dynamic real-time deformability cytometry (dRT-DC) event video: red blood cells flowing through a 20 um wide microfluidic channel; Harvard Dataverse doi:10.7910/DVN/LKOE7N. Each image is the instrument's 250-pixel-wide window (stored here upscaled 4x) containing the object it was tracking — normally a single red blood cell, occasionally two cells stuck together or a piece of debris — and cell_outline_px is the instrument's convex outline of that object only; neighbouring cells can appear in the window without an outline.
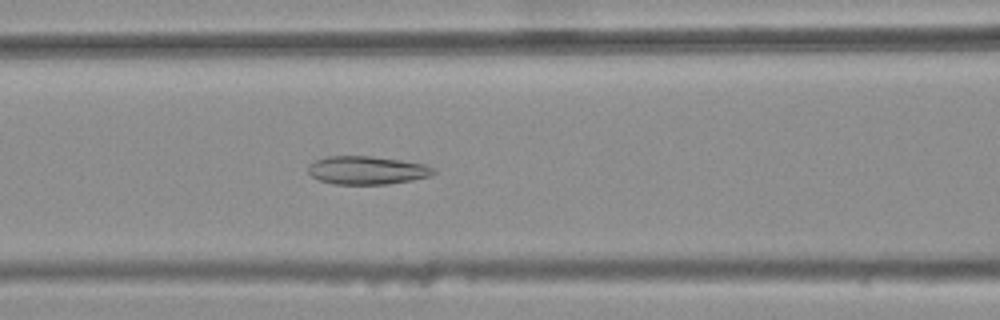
{"species": "common noctule bat (a hibernating species)", "species_latin": "Nyctalus noctula", "temperature_condition": "warm", "stored_images_in_passage": 45, "camera_frame_rate_fps": 3000, "um_per_image_px": 0.085, "animal": {"sex": "female", "body_mass_g": 25.1}, "frame": {"image": 1, "passage_image": 22, "time_ms": 7.0, "image_size_px": [1000, 320], "cell_outline_px": [[436, 172], [432, 176], [412, 180], [388, 184], [332, 184], [320, 180], [312, 176], [308, 172], [308, 164], [316, 160], [328, 156], [372, 156], [400, 160], [424, 164], [436, 168]], "centroid_in_image_um": [31.22, 14.47], "position_along_channel_um": 135.4, "area_um2": 20.75}}
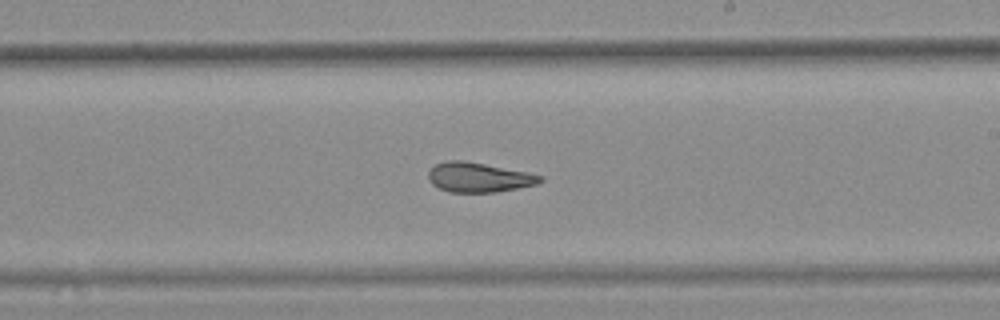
{"frame": {"image": 2, "passage_image": 31, "time_ms": 10.0, "image_size_px": [1000, 320], "cell_outline_px": [[544, 180], [536, 184], [496, 192], [448, 192], [432, 184], [428, 180], [428, 172], [436, 164], [444, 160], [464, 160], [528, 172], [544, 176]], "centroid_in_image_um": [40.68, 15.06], "position_along_channel_um": 248.3, "area_um2": 19.36}}
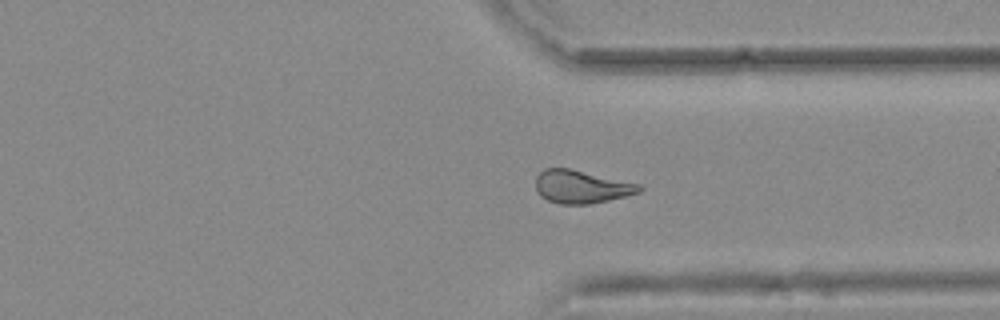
{"frame": {"image": 3, "passage_image": 40, "time_ms": 13.0, "image_size_px": [1000, 320], "cell_outline_px": [[644, 188], [640, 192], [608, 200], [588, 204], [560, 204], [548, 200], [540, 196], [536, 188], [536, 176], [544, 168], [568, 168], [640, 184]], "centroid_in_image_um": [49.4, 15.87], "position_along_channel_um": 362.0, "area_um2": 19.77}, "authors_computed_cell_mechanics": {"area_um2": 20.6924, "velocity_mm_per_s": 3.7679, "shape_relaxation_time_tau1_ms": null, "shape_relaxation_time_tau2_ms": 2.1989, "deformation_change_tau1": null, "deformation_change_tau2": 0.1032}}